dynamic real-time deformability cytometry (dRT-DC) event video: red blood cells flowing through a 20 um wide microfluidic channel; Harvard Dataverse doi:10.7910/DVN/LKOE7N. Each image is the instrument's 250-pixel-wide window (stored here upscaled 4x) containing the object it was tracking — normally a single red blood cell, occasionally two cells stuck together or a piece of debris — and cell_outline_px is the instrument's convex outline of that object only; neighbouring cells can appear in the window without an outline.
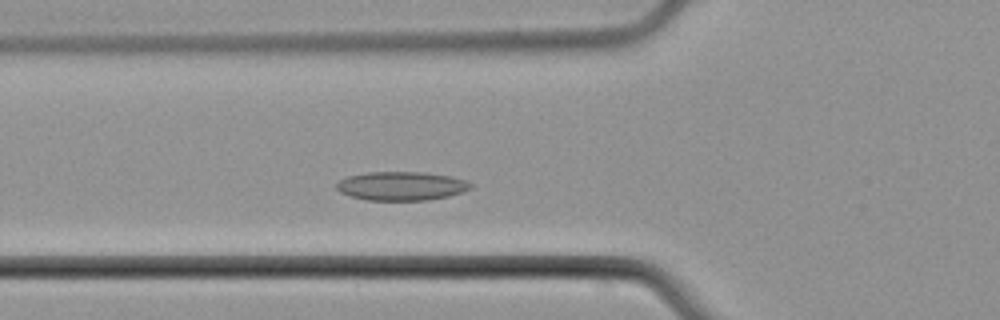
{"species": "common noctule bat (a hibernating species)", "species_latin": "Nyctalus noctula", "temperature_condition": "cold", "stored_images_in_passage": 4, "camera_frame_rate_fps": 3000, "um_per_image_px": 0.085, "animal": {"sex": "male", "body_mass_g": 21.5, "forearm_length_mm": 52.0}, "frame": {"image": 1, "passage_image": 4, "time_ms": 3.667, "image_size_px": [1000, 320], "cell_outline_px": [[472, 188], [448, 196], [428, 200], [368, 200], [352, 196], [340, 192], [336, 188], [336, 184], [340, 180], [348, 176], [368, 172], [424, 172], [452, 176], [468, 180], [472, 184]], "centroid_in_image_um": [34.15, 15.8], "position_along_channel_um": 91.7, "area_um2": 22.48}}